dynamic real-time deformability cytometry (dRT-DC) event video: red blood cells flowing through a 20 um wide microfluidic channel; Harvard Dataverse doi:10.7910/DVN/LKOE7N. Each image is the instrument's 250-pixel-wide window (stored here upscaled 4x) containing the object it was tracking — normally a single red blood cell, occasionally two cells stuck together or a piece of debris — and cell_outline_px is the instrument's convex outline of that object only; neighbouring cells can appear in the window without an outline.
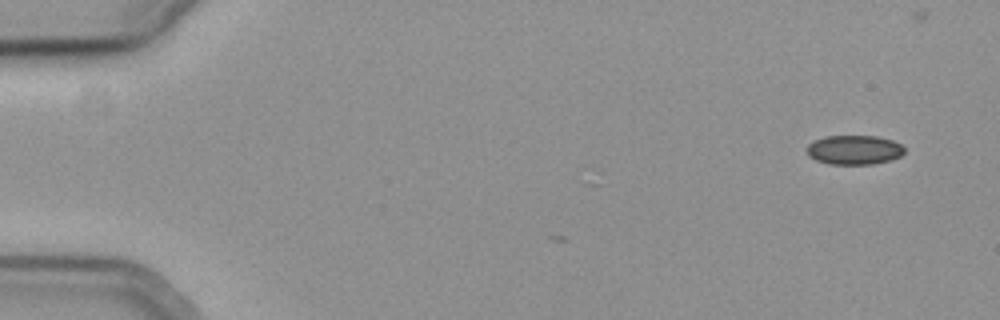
{"species": "common noctule bat (a hibernating species)", "species_latin": "Nyctalus noctula", "temperature_condition": "cold", "stored_images_in_passage": 2, "camera_frame_rate_fps": 3000, "um_per_image_px": 0.085, "animal": {"sex": "female", "body_mass_g": 19.3, "forearm_length_mm": 54.1}, "frame": {"image": 1, "passage_image": 2, "time_ms": 0.333, "image_size_px": [1000, 320], "cell_outline_px": [[904, 152], [900, 156], [888, 160], [872, 164], [828, 164], [816, 160], [808, 156], [804, 148], [812, 140], [824, 136], [876, 136], [892, 140], [900, 144], [904, 148]], "centroid_in_image_um": [72.53, 12.73], "position_along_channel_um": 12.5, "area_um2": 16.82}}